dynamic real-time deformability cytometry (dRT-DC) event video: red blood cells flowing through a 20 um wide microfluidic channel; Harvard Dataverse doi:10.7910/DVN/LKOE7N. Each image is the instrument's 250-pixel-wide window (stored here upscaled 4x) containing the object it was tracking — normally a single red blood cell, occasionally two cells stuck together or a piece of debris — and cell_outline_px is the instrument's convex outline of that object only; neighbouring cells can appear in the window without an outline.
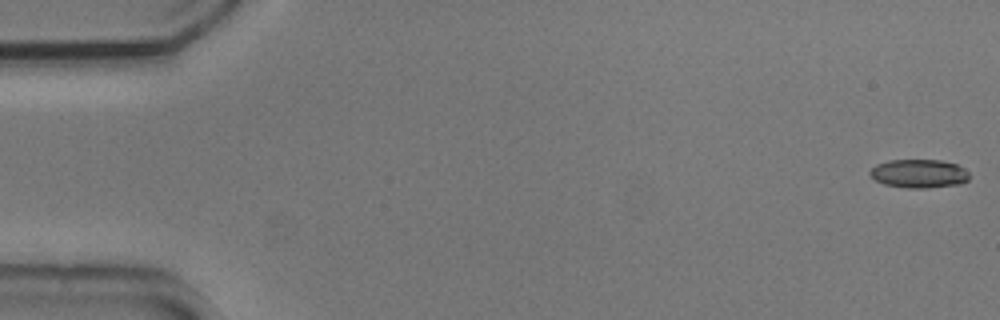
{"species": "common noctule bat (a hibernating species)", "species_latin": "Nyctalus noctula", "temperature_condition": "cold", "stored_images_in_passage": 6, "camera_frame_rate_fps": 3000, "um_per_image_px": 0.085, "animal": {"sex": "male", "body_mass_g": 20.5, "forearm_length_mm": 52.5}, "frame": {"image": 1, "passage_image": 1, "time_ms": 0.0, "image_size_px": [1000, 320], "cell_outline_px": [[968, 180], [960, 184], [928, 188], [908, 188], [884, 184], [876, 180], [868, 172], [876, 164], [888, 160], [940, 160], [956, 164], [964, 168], [968, 172]], "centroid_in_image_um": [78.11, 14.75], "position_along_channel_um": 6.9, "area_um2": 16.53}}